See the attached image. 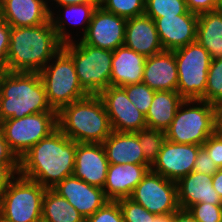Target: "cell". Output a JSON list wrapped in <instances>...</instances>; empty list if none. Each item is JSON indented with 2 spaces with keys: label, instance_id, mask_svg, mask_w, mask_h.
<instances>
[{
  "label": "cell",
  "instance_id": "ba28073f",
  "mask_svg": "<svg viewBox=\"0 0 222 222\" xmlns=\"http://www.w3.org/2000/svg\"><path fill=\"white\" fill-rule=\"evenodd\" d=\"M46 189L17 175L0 197V218L6 222H41Z\"/></svg>",
  "mask_w": 222,
  "mask_h": 222
},
{
  "label": "cell",
  "instance_id": "bcb514c9",
  "mask_svg": "<svg viewBox=\"0 0 222 222\" xmlns=\"http://www.w3.org/2000/svg\"><path fill=\"white\" fill-rule=\"evenodd\" d=\"M171 221H172V214L151 216V222H171Z\"/></svg>",
  "mask_w": 222,
  "mask_h": 222
},
{
  "label": "cell",
  "instance_id": "b9f144b4",
  "mask_svg": "<svg viewBox=\"0 0 222 222\" xmlns=\"http://www.w3.org/2000/svg\"><path fill=\"white\" fill-rule=\"evenodd\" d=\"M188 11L200 15L216 10L217 0H185Z\"/></svg>",
  "mask_w": 222,
  "mask_h": 222
},
{
  "label": "cell",
  "instance_id": "d6a6232c",
  "mask_svg": "<svg viewBox=\"0 0 222 222\" xmlns=\"http://www.w3.org/2000/svg\"><path fill=\"white\" fill-rule=\"evenodd\" d=\"M127 97L132 101L136 108L145 116L149 111L155 90L151 89L147 84L136 83L123 86Z\"/></svg>",
  "mask_w": 222,
  "mask_h": 222
},
{
  "label": "cell",
  "instance_id": "d6986e66",
  "mask_svg": "<svg viewBox=\"0 0 222 222\" xmlns=\"http://www.w3.org/2000/svg\"><path fill=\"white\" fill-rule=\"evenodd\" d=\"M150 165L109 164L103 187L109 201H117L132 195L135 187L150 170Z\"/></svg>",
  "mask_w": 222,
  "mask_h": 222
},
{
  "label": "cell",
  "instance_id": "4fadbf2b",
  "mask_svg": "<svg viewBox=\"0 0 222 222\" xmlns=\"http://www.w3.org/2000/svg\"><path fill=\"white\" fill-rule=\"evenodd\" d=\"M127 19L98 5L81 40L90 46L114 51L125 42Z\"/></svg>",
  "mask_w": 222,
  "mask_h": 222
},
{
  "label": "cell",
  "instance_id": "9a60e30c",
  "mask_svg": "<svg viewBox=\"0 0 222 222\" xmlns=\"http://www.w3.org/2000/svg\"><path fill=\"white\" fill-rule=\"evenodd\" d=\"M52 190L76 208L85 220L109 201L102 188L89 185L74 175L57 183Z\"/></svg>",
  "mask_w": 222,
  "mask_h": 222
},
{
  "label": "cell",
  "instance_id": "f35d334b",
  "mask_svg": "<svg viewBox=\"0 0 222 222\" xmlns=\"http://www.w3.org/2000/svg\"><path fill=\"white\" fill-rule=\"evenodd\" d=\"M218 169L219 168L209 157V154L206 152V150L201 147L198 151L193 171L213 176L218 171Z\"/></svg>",
  "mask_w": 222,
  "mask_h": 222
},
{
  "label": "cell",
  "instance_id": "30bf717a",
  "mask_svg": "<svg viewBox=\"0 0 222 222\" xmlns=\"http://www.w3.org/2000/svg\"><path fill=\"white\" fill-rule=\"evenodd\" d=\"M10 149L20 158L31 147L58 128L57 111L30 114L23 118H9L0 122Z\"/></svg>",
  "mask_w": 222,
  "mask_h": 222
},
{
  "label": "cell",
  "instance_id": "8d00e7d4",
  "mask_svg": "<svg viewBox=\"0 0 222 222\" xmlns=\"http://www.w3.org/2000/svg\"><path fill=\"white\" fill-rule=\"evenodd\" d=\"M219 169H222V133L217 130L202 145Z\"/></svg>",
  "mask_w": 222,
  "mask_h": 222
},
{
  "label": "cell",
  "instance_id": "ab89813d",
  "mask_svg": "<svg viewBox=\"0 0 222 222\" xmlns=\"http://www.w3.org/2000/svg\"><path fill=\"white\" fill-rule=\"evenodd\" d=\"M19 175V165H0V197L10 183Z\"/></svg>",
  "mask_w": 222,
  "mask_h": 222
},
{
  "label": "cell",
  "instance_id": "603a6c76",
  "mask_svg": "<svg viewBox=\"0 0 222 222\" xmlns=\"http://www.w3.org/2000/svg\"><path fill=\"white\" fill-rule=\"evenodd\" d=\"M146 57L122 45L113 51L110 86L142 83Z\"/></svg>",
  "mask_w": 222,
  "mask_h": 222
},
{
  "label": "cell",
  "instance_id": "e0dca14e",
  "mask_svg": "<svg viewBox=\"0 0 222 222\" xmlns=\"http://www.w3.org/2000/svg\"><path fill=\"white\" fill-rule=\"evenodd\" d=\"M197 22L198 15L190 11L157 18L155 24L163 49L173 51L196 42Z\"/></svg>",
  "mask_w": 222,
  "mask_h": 222
},
{
  "label": "cell",
  "instance_id": "7dc6e473",
  "mask_svg": "<svg viewBox=\"0 0 222 222\" xmlns=\"http://www.w3.org/2000/svg\"><path fill=\"white\" fill-rule=\"evenodd\" d=\"M218 130L222 133V105L218 107Z\"/></svg>",
  "mask_w": 222,
  "mask_h": 222
},
{
  "label": "cell",
  "instance_id": "277c9868",
  "mask_svg": "<svg viewBox=\"0 0 222 222\" xmlns=\"http://www.w3.org/2000/svg\"><path fill=\"white\" fill-rule=\"evenodd\" d=\"M57 123L58 128L77 143L102 144L113 132L99 95H88L62 107L57 112Z\"/></svg>",
  "mask_w": 222,
  "mask_h": 222
},
{
  "label": "cell",
  "instance_id": "60d3db41",
  "mask_svg": "<svg viewBox=\"0 0 222 222\" xmlns=\"http://www.w3.org/2000/svg\"><path fill=\"white\" fill-rule=\"evenodd\" d=\"M0 165H19V158L10 149L0 126Z\"/></svg>",
  "mask_w": 222,
  "mask_h": 222
},
{
  "label": "cell",
  "instance_id": "52a82bcc",
  "mask_svg": "<svg viewBox=\"0 0 222 222\" xmlns=\"http://www.w3.org/2000/svg\"><path fill=\"white\" fill-rule=\"evenodd\" d=\"M39 74L45 86L48 103L57 112L88 96L80 86L72 58L62 48Z\"/></svg>",
  "mask_w": 222,
  "mask_h": 222
},
{
  "label": "cell",
  "instance_id": "7bdbcfd3",
  "mask_svg": "<svg viewBox=\"0 0 222 222\" xmlns=\"http://www.w3.org/2000/svg\"><path fill=\"white\" fill-rule=\"evenodd\" d=\"M171 222H198L188 210L178 209L175 213L172 214Z\"/></svg>",
  "mask_w": 222,
  "mask_h": 222
},
{
  "label": "cell",
  "instance_id": "9c48e42d",
  "mask_svg": "<svg viewBox=\"0 0 222 222\" xmlns=\"http://www.w3.org/2000/svg\"><path fill=\"white\" fill-rule=\"evenodd\" d=\"M174 51L178 71L177 92L184 100L205 101L209 52L197 41Z\"/></svg>",
  "mask_w": 222,
  "mask_h": 222
},
{
  "label": "cell",
  "instance_id": "7a4b0ae2",
  "mask_svg": "<svg viewBox=\"0 0 222 222\" xmlns=\"http://www.w3.org/2000/svg\"><path fill=\"white\" fill-rule=\"evenodd\" d=\"M76 146L57 128L19 158V175L52 189L73 175Z\"/></svg>",
  "mask_w": 222,
  "mask_h": 222
},
{
  "label": "cell",
  "instance_id": "f546056e",
  "mask_svg": "<svg viewBox=\"0 0 222 222\" xmlns=\"http://www.w3.org/2000/svg\"><path fill=\"white\" fill-rule=\"evenodd\" d=\"M205 101L216 107L222 105V58L211 60L207 76Z\"/></svg>",
  "mask_w": 222,
  "mask_h": 222
},
{
  "label": "cell",
  "instance_id": "ac0fdd59",
  "mask_svg": "<svg viewBox=\"0 0 222 222\" xmlns=\"http://www.w3.org/2000/svg\"><path fill=\"white\" fill-rule=\"evenodd\" d=\"M48 0H1L0 17L12 27H32L50 20Z\"/></svg>",
  "mask_w": 222,
  "mask_h": 222
},
{
  "label": "cell",
  "instance_id": "c3c4849f",
  "mask_svg": "<svg viewBox=\"0 0 222 222\" xmlns=\"http://www.w3.org/2000/svg\"><path fill=\"white\" fill-rule=\"evenodd\" d=\"M216 9L220 12H222V0H217V7Z\"/></svg>",
  "mask_w": 222,
  "mask_h": 222
},
{
  "label": "cell",
  "instance_id": "f6af8a7d",
  "mask_svg": "<svg viewBox=\"0 0 222 222\" xmlns=\"http://www.w3.org/2000/svg\"><path fill=\"white\" fill-rule=\"evenodd\" d=\"M56 2V6H65L72 4L99 3V0H51Z\"/></svg>",
  "mask_w": 222,
  "mask_h": 222
},
{
  "label": "cell",
  "instance_id": "7c38bea8",
  "mask_svg": "<svg viewBox=\"0 0 222 222\" xmlns=\"http://www.w3.org/2000/svg\"><path fill=\"white\" fill-rule=\"evenodd\" d=\"M99 96L105 105L113 131L138 132L147 128L145 115L127 97L123 87L109 86Z\"/></svg>",
  "mask_w": 222,
  "mask_h": 222
},
{
  "label": "cell",
  "instance_id": "d4e9b609",
  "mask_svg": "<svg viewBox=\"0 0 222 222\" xmlns=\"http://www.w3.org/2000/svg\"><path fill=\"white\" fill-rule=\"evenodd\" d=\"M184 101L177 91H155L149 111L145 116L147 128L165 132Z\"/></svg>",
  "mask_w": 222,
  "mask_h": 222
},
{
  "label": "cell",
  "instance_id": "5b68a950",
  "mask_svg": "<svg viewBox=\"0 0 222 222\" xmlns=\"http://www.w3.org/2000/svg\"><path fill=\"white\" fill-rule=\"evenodd\" d=\"M217 130L218 107L203 100H184L165 131V136L174 143L202 146Z\"/></svg>",
  "mask_w": 222,
  "mask_h": 222
},
{
  "label": "cell",
  "instance_id": "44dd1931",
  "mask_svg": "<svg viewBox=\"0 0 222 222\" xmlns=\"http://www.w3.org/2000/svg\"><path fill=\"white\" fill-rule=\"evenodd\" d=\"M212 176L192 171L176 182L180 209L187 210L197 203L222 205V199L214 190Z\"/></svg>",
  "mask_w": 222,
  "mask_h": 222
},
{
  "label": "cell",
  "instance_id": "484cf974",
  "mask_svg": "<svg viewBox=\"0 0 222 222\" xmlns=\"http://www.w3.org/2000/svg\"><path fill=\"white\" fill-rule=\"evenodd\" d=\"M196 41L212 60L222 58V12L216 9L198 15Z\"/></svg>",
  "mask_w": 222,
  "mask_h": 222
},
{
  "label": "cell",
  "instance_id": "f1b7e54d",
  "mask_svg": "<svg viewBox=\"0 0 222 222\" xmlns=\"http://www.w3.org/2000/svg\"><path fill=\"white\" fill-rule=\"evenodd\" d=\"M187 11L185 0H145V14L154 21L163 16L182 15Z\"/></svg>",
  "mask_w": 222,
  "mask_h": 222
},
{
  "label": "cell",
  "instance_id": "d590c367",
  "mask_svg": "<svg viewBox=\"0 0 222 222\" xmlns=\"http://www.w3.org/2000/svg\"><path fill=\"white\" fill-rule=\"evenodd\" d=\"M85 222H124L119 203L108 201L102 208L89 216Z\"/></svg>",
  "mask_w": 222,
  "mask_h": 222
},
{
  "label": "cell",
  "instance_id": "8fae6325",
  "mask_svg": "<svg viewBox=\"0 0 222 222\" xmlns=\"http://www.w3.org/2000/svg\"><path fill=\"white\" fill-rule=\"evenodd\" d=\"M130 198L155 215L173 214L179 209L176 182L151 170L135 187Z\"/></svg>",
  "mask_w": 222,
  "mask_h": 222
},
{
  "label": "cell",
  "instance_id": "4316f807",
  "mask_svg": "<svg viewBox=\"0 0 222 222\" xmlns=\"http://www.w3.org/2000/svg\"><path fill=\"white\" fill-rule=\"evenodd\" d=\"M42 222H85V218L65 198L46 189L42 202Z\"/></svg>",
  "mask_w": 222,
  "mask_h": 222
},
{
  "label": "cell",
  "instance_id": "6da1fadb",
  "mask_svg": "<svg viewBox=\"0 0 222 222\" xmlns=\"http://www.w3.org/2000/svg\"><path fill=\"white\" fill-rule=\"evenodd\" d=\"M50 13V20L32 27H12L6 69L9 72L39 73L61 50L72 42L65 18Z\"/></svg>",
  "mask_w": 222,
  "mask_h": 222
},
{
  "label": "cell",
  "instance_id": "836d02e7",
  "mask_svg": "<svg viewBox=\"0 0 222 222\" xmlns=\"http://www.w3.org/2000/svg\"><path fill=\"white\" fill-rule=\"evenodd\" d=\"M122 211L124 222H151L150 213L130 197L117 200Z\"/></svg>",
  "mask_w": 222,
  "mask_h": 222
},
{
  "label": "cell",
  "instance_id": "3957f363",
  "mask_svg": "<svg viewBox=\"0 0 222 222\" xmlns=\"http://www.w3.org/2000/svg\"><path fill=\"white\" fill-rule=\"evenodd\" d=\"M46 111L55 110L39 73L0 72V122Z\"/></svg>",
  "mask_w": 222,
  "mask_h": 222
},
{
  "label": "cell",
  "instance_id": "ee69618b",
  "mask_svg": "<svg viewBox=\"0 0 222 222\" xmlns=\"http://www.w3.org/2000/svg\"><path fill=\"white\" fill-rule=\"evenodd\" d=\"M212 177V185L214 190L222 199V169H218V171Z\"/></svg>",
  "mask_w": 222,
  "mask_h": 222
},
{
  "label": "cell",
  "instance_id": "5bb4252c",
  "mask_svg": "<svg viewBox=\"0 0 222 222\" xmlns=\"http://www.w3.org/2000/svg\"><path fill=\"white\" fill-rule=\"evenodd\" d=\"M201 147L195 144H178L166 139L150 170L177 182L194 170L196 157Z\"/></svg>",
  "mask_w": 222,
  "mask_h": 222
},
{
  "label": "cell",
  "instance_id": "e575fe53",
  "mask_svg": "<svg viewBox=\"0 0 222 222\" xmlns=\"http://www.w3.org/2000/svg\"><path fill=\"white\" fill-rule=\"evenodd\" d=\"M198 222H221L222 205L197 203L187 209Z\"/></svg>",
  "mask_w": 222,
  "mask_h": 222
},
{
  "label": "cell",
  "instance_id": "74e56055",
  "mask_svg": "<svg viewBox=\"0 0 222 222\" xmlns=\"http://www.w3.org/2000/svg\"><path fill=\"white\" fill-rule=\"evenodd\" d=\"M11 26L0 17V72L5 71L10 45Z\"/></svg>",
  "mask_w": 222,
  "mask_h": 222
},
{
  "label": "cell",
  "instance_id": "2e32d148",
  "mask_svg": "<svg viewBox=\"0 0 222 222\" xmlns=\"http://www.w3.org/2000/svg\"><path fill=\"white\" fill-rule=\"evenodd\" d=\"M108 167L103 144L77 143L73 172L75 177L103 189Z\"/></svg>",
  "mask_w": 222,
  "mask_h": 222
},
{
  "label": "cell",
  "instance_id": "4dcf8cb0",
  "mask_svg": "<svg viewBox=\"0 0 222 222\" xmlns=\"http://www.w3.org/2000/svg\"><path fill=\"white\" fill-rule=\"evenodd\" d=\"M99 6L125 19L145 14V0H99Z\"/></svg>",
  "mask_w": 222,
  "mask_h": 222
},
{
  "label": "cell",
  "instance_id": "cb8c5ba5",
  "mask_svg": "<svg viewBox=\"0 0 222 222\" xmlns=\"http://www.w3.org/2000/svg\"><path fill=\"white\" fill-rule=\"evenodd\" d=\"M102 144L109 164L149 165L134 132L113 131Z\"/></svg>",
  "mask_w": 222,
  "mask_h": 222
},
{
  "label": "cell",
  "instance_id": "83f0119b",
  "mask_svg": "<svg viewBox=\"0 0 222 222\" xmlns=\"http://www.w3.org/2000/svg\"><path fill=\"white\" fill-rule=\"evenodd\" d=\"M139 144L142 147V152L145 157V161L152 166L156 161L162 145L166 140L165 132L150 128L142 129L138 132H134Z\"/></svg>",
  "mask_w": 222,
  "mask_h": 222
},
{
  "label": "cell",
  "instance_id": "ffe728a7",
  "mask_svg": "<svg viewBox=\"0 0 222 222\" xmlns=\"http://www.w3.org/2000/svg\"><path fill=\"white\" fill-rule=\"evenodd\" d=\"M124 45L145 57L164 50L155 21L146 14L127 19Z\"/></svg>",
  "mask_w": 222,
  "mask_h": 222
},
{
  "label": "cell",
  "instance_id": "1f68e13d",
  "mask_svg": "<svg viewBox=\"0 0 222 222\" xmlns=\"http://www.w3.org/2000/svg\"><path fill=\"white\" fill-rule=\"evenodd\" d=\"M98 5L99 3L72 4L60 6V8H63L65 10V18L66 21H69V23L74 25H83L84 23L86 24V26L83 27L82 30V36H84L87 32L88 25L90 24L93 13L98 7Z\"/></svg>",
  "mask_w": 222,
  "mask_h": 222
},
{
  "label": "cell",
  "instance_id": "7402d4cb",
  "mask_svg": "<svg viewBox=\"0 0 222 222\" xmlns=\"http://www.w3.org/2000/svg\"><path fill=\"white\" fill-rule=\"evenodd\" d=\"M142 82L155 91H177L178 71L174 51L146 57Z\"/></svg>",
  "mask_w": 222,
  "mask_h": 222
},
{
  "label": "cell",
  "instance_id": "8992f818",
  "mask_svg": "<svg viewBox=\"0 0 222 222\" xmlns=\"http://www.w3.org/2000/svg\"><path fill=\"white\" fill-rule=\"evenodd\" d=\"M75 41L63 44L62 49L72 58L82 89L88 95H99L110 86L113 51Z\"/></svg>",
  "mask_w": 222,
  "mask_h": 222
}]
</instances>
